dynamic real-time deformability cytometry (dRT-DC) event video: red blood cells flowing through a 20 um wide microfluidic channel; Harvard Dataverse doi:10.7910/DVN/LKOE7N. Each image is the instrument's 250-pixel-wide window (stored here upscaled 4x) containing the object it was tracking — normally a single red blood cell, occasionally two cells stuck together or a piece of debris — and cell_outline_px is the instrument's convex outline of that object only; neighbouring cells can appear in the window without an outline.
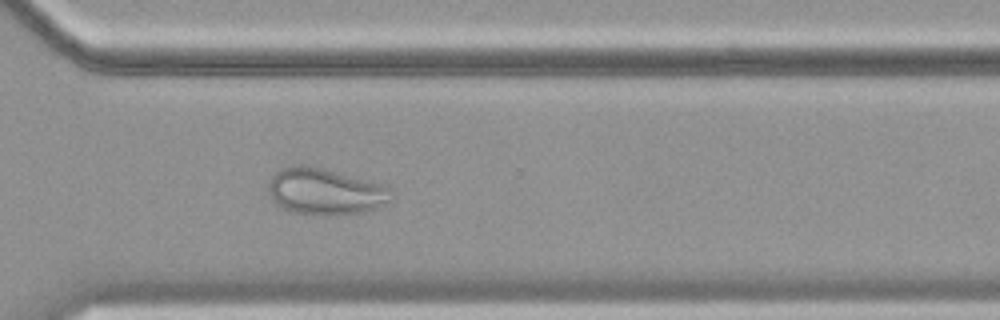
{"species": "common noctule bat (a hibernating species)", "species_latin": "Nyctalus noctula", "temperature_condition": "cold", "stored_images_in_passage": 55, "camera_frame_rate_fps": 3000, "um_per_image_px": 0.085, "animal": {"sex": "female", "body_mass_g": 19.9}, "frame": {"image": 1, "passage_image": 40, "time_ms": 13.0, "image_size_px": [1000, 320], "cell_outline_px": [[396, 196], [392, 200], [376, 208], [364, 212], [332, 216], [316, 216], [288, 212], [276, 204], [272, 200], [268, 192], [268, 184], [272, 176], [280, 168], [292, 164], [304, 164], [324, 168], [372, 180], [384, 184], [392, 188]], "centroid_in_image_um": [27.67, 16.28], "position_along_channel_um": 342.9, "area_um2": 34.62}}